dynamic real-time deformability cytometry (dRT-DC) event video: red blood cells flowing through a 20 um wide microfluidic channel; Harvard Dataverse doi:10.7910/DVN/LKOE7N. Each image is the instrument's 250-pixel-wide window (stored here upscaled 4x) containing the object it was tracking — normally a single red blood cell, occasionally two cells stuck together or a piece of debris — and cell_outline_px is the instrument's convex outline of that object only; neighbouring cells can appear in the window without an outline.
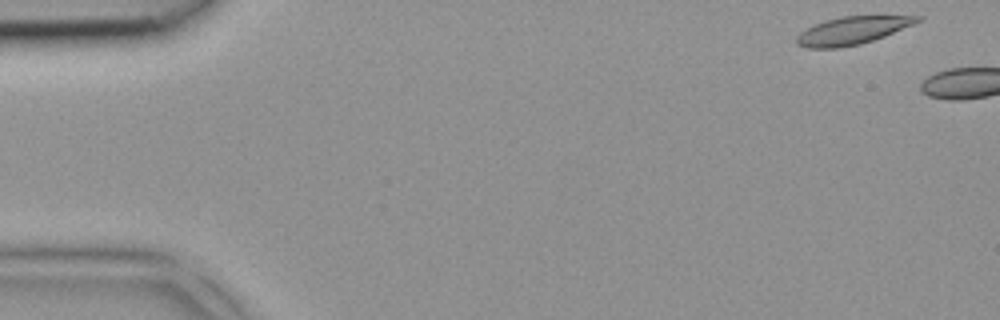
{"species": "common noctule bat (a hibernating species)", "species_latin": "Nyctalus noctula", "temperature_condition": "room temperature", "stored_images_in_passage": 4, "camera_frame_rate_fps": 3000, "um_per_image_px": 0.085, "animal": {"sex": "female", "body_mass_g": 18.4}, "frame": {"image": 1, "passage_image": 1, "time_ms": 0.0, "image_size_px": [1000, 320], "cell_outline_px": [[924, 16], [920, 20], [912, 24], [884, 36], [860, 44], [836, 48], [808, 48], [796, 44], [796, 36], [800, 32], [816, 24], [840, 16]], "centroid_in_image_um": [72.4, 2.6], "position_along_channel_um": 12.6, "area_um2": 19.07}}
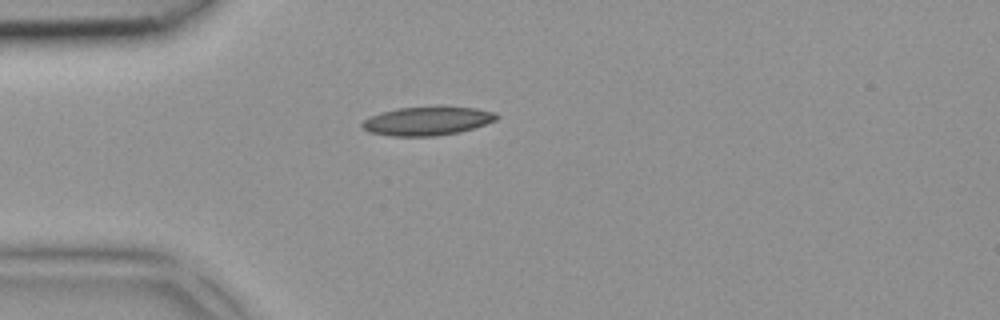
{"frame": {"image": 2, "passage_image": 4, "time_ms": 1.0, "image_size_px": [1000, 320], "cell_outline_px": [[500, 116], [496, 120], [460, 132], [436, 136], [392, 136], [368, 132], [360, 124], [368, 116], [380, 112], [400, 108], [476, 108], [496, 112]], "centroid_in_image_um": [36.29, 10.3], "position_along_channel_um": 48.7, "area_um2": 22.08}}